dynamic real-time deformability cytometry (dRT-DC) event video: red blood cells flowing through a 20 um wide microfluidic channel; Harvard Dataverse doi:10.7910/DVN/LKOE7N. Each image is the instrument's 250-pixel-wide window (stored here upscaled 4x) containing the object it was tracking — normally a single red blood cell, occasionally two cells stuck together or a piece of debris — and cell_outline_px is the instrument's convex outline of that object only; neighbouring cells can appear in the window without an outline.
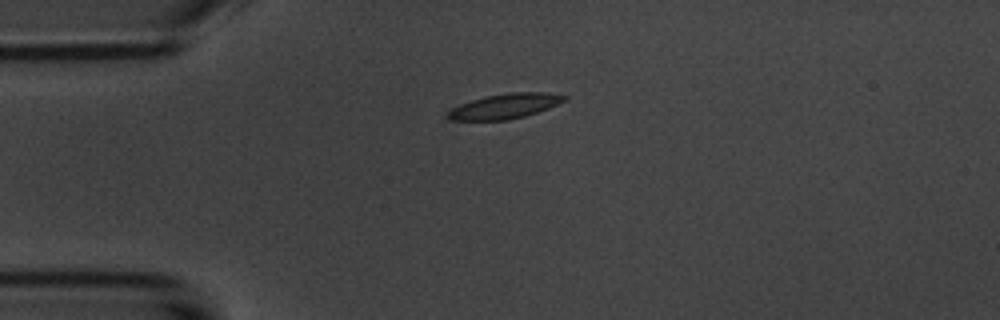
{"species": "common noctule bat (a hibernating species)", "species_latin": "Nyctalus noctula", "temperature_condition": "room temperature", "stored_images_in_passage": 18, "camera_frame_rate_fps": 3000, "um_per_image_px": 0.085, "animal": {"sex": "male", "body_mass_g": 20.1, "forearm_length_mm": 53.5}, "frame": {"image": 1, "passage_image": 1, "time_ms": 0.0, "image_size_px": [1000, 320], "cell_outline_px": [[568, 96], [564, 100], [548, 108], [524, 116], [508, 120], [452, 120], [448, 116], [448, 112], [452, 108], [460, 104], [484, 96], [508, 92], [548, 92]], "centroid_in_image_um": [42.91, 9.01], "position_along_channel_um": 42.1, "area_um2": 16.76}}
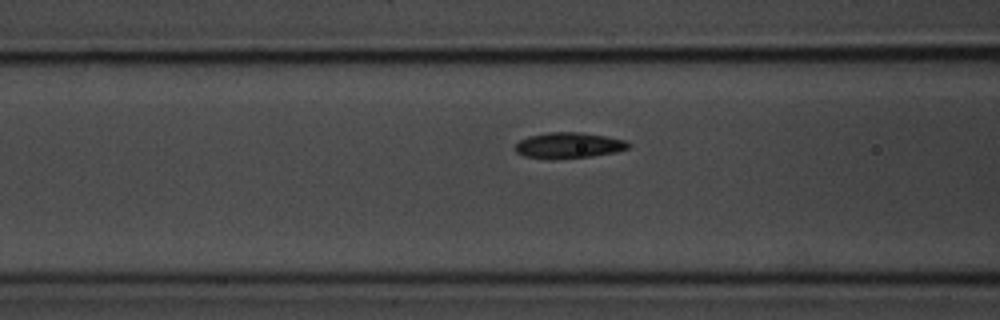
{"frame": {"image": 2, "passage_image": 9, "time_ms": 2.667, "image_size_px": [1000, 320], "cell_outline_px": [[632, 144], [628, 148], [616, 152], [592, 156], [552, 160], [524, 156], [516, 152], [516, 144], [520, 140], [528, 136], [548, 132], [580, 132], [604, 136], [624, 140]], "centroid_in_image_um": [48.32, 12.36], "position_along_channel_um": 118.3, "area_um2": 17.11}}
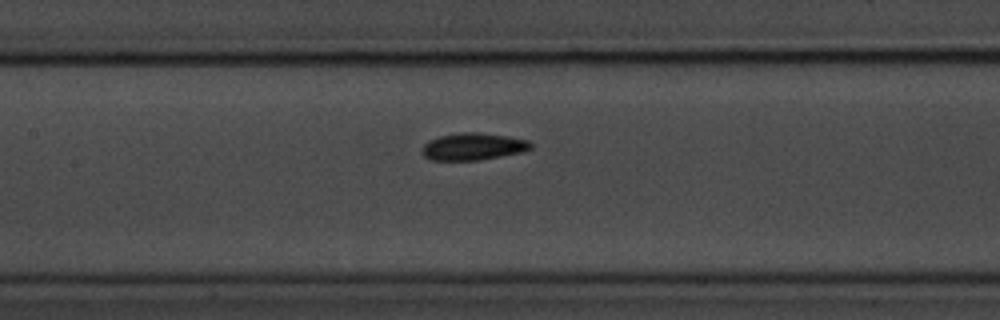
{"frame": {"image": 3, "passage_image": 13, "time_ms": 4.0, "image_size_px": [1000, 320], "cell_outline_px": [[532, 148], [520, 152], [500, 156], [476, 160], [428, 160], [424, 156], [420, 148], [428, 140], [440, 136], [460, 132], [476, 132], [508, 136], [528, 140], [532, 144]], "centroid_in_image_um": [40.16, 12.45], "position_along_channel_um": 167.2, "area_um2": 17.17}}